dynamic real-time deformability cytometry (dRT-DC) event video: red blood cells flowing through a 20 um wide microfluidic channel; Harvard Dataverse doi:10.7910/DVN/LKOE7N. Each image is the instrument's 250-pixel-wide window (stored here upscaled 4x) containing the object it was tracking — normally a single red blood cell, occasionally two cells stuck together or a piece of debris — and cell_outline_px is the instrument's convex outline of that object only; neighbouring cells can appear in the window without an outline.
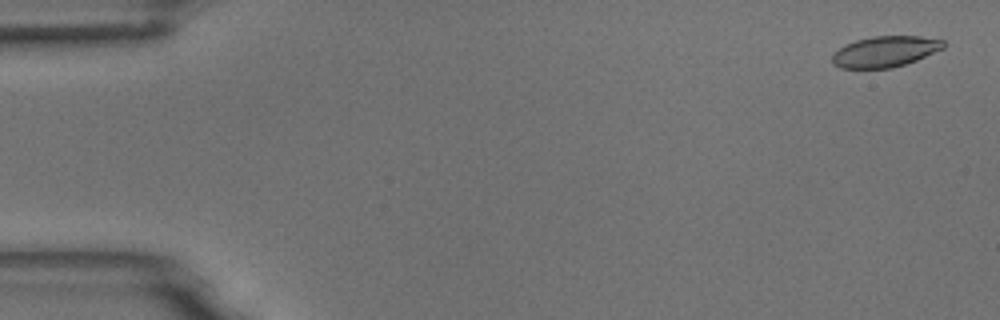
{"species": "common noctule bat (a hibernating species)", "species_latin": "Nyctalus noctula", "temperature_condition": "room temperature", "stored_images_in_passage": 54, "camera_frame_rate_fps": 3000, "um_per_image_px": 0.085, "animal": {"sex": "male", "body_mass_g": 18.8}, "frame": {"image": 1, "passage_image": 2, "time_ms": 0.333, "image_size_px": [1000, 320], "cell_outline_px": [[944, 48], [916, 60], [892, 68], [840, 68], [832, 64], [832, 52], [844, 44], [856, 40], [872, 36], [920, 36], [944, 40]], "centroid_in_image_um": [75.18, 4.38], "position_along_channel_um": 9.8, "area_um2": 20.11}}
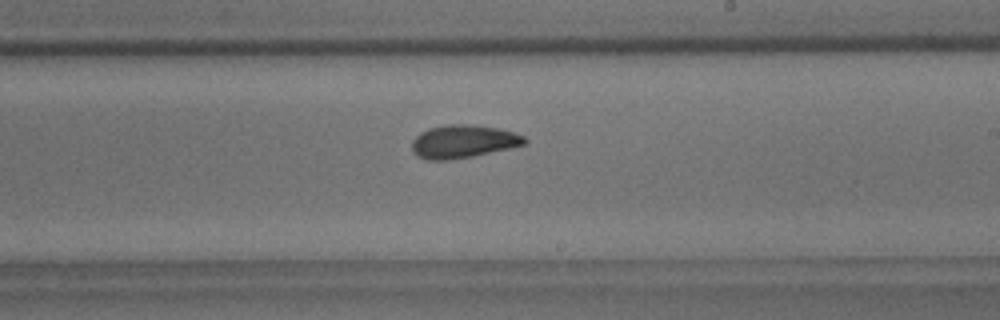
{"frame": {"image": 2, "passage_image": 32, "time_ms": 10.333, "image_size_px": [1000, 320], "cell_outline_px": [[528, 140], [524, 144], [508, 148], [472, 156], [448, 160], [424, 160], [416, 156], [412, 152], [412, 140], [420, 132], [428, 128], [448, 124], [468, 124], [496, 128], [512, 132], [524, 136]], "centroid_in_image_um": [39.3, 12.03], "position_along_channel_um": 249.7, "area_um2": 21.62}}
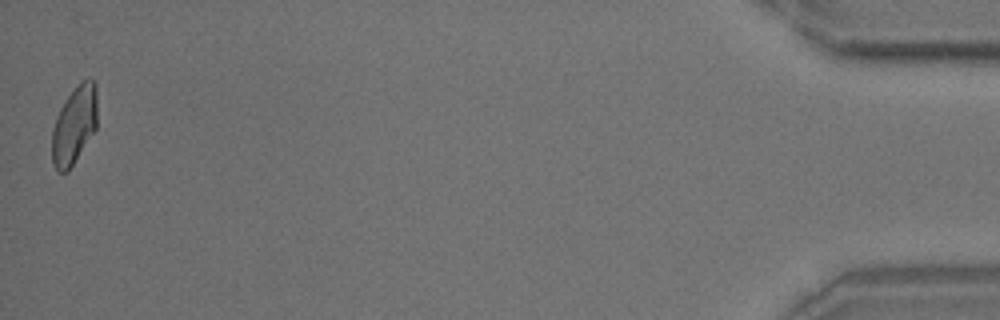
{"frame": {"image": 3, "passage_image": 54, "time_ms": 17.667, "image_size_px": [1000, 320], "cell_outline_px": [[96, 128], [68, 172], [56, 172], [52, 164], [52, 128], [56, 116], [60, 108], [68, 96], [88, 76], [96, 84]], "centroid_in_image_um": [6.29, 10.68], "position_along_channel_um": 428.9, "area_um2": 20.4}, "authors_computed_cell_mechanics": {"area_um2": 21.2126, "velocity_mm_per_s": 3.7095, "shape_relaxation_time_tau1_ms": 6.2446, "shape_relaxation_time_tau2_ms": 2.6521, "deformation_change_tau1": 0.1475, "deformation_change_tau2": 0.0802}}